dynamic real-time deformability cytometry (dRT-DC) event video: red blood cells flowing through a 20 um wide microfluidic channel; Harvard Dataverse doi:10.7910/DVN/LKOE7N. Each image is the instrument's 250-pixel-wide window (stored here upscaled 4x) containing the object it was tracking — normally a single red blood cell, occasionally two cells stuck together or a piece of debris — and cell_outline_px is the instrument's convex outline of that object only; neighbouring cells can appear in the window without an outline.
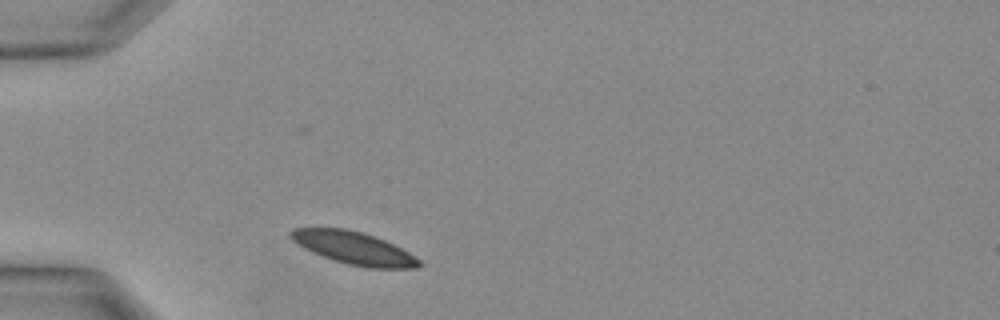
{"species": "Egyptian fruit bat (a non-hibernating species)", "species_latin": "Rousettus aegyptiacus", "temperature_condition": "warm", "stored_images_in_passage": 21, "camera_frame_rate_fps": 3000, "um_per_image_px": 0.085, "animal": {"sex": "female"}, "frame": {"image": 1, "passage_image": 1, "time_ms": 0.0, "image_size_px": [1000, 320], "cell_outline_px": [[420, 264], [416, 268], [368, 268], [348, 264], [332, 260], [312, 252], [292, 240], [288, 236], [288, 232], [292, 228], [344, 228], [360, 232], [384, 240], [408, 252], [420, 260]], "centroid_in_image_um": [30.03, 21.08], "position_along_channel_um": 55.0, "area_um2": 24.1}}
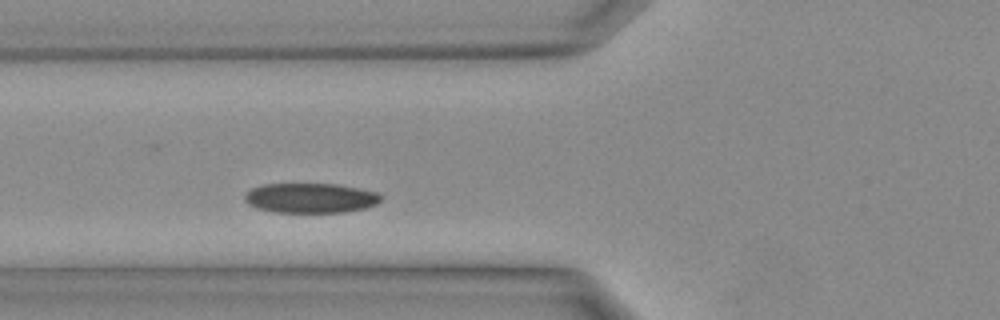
{"frame": {"image": 2, "passage_image": 4, "time_ms": 1.0, "image_size_px": [1000, 320], "cell_outline_px": [[380, 200], [376, 204], [364, 208], [344, 212], [272, 212], [248, 204], [244, 200], [244, 196], [252, 188], [260, 184], [336, 184], [376, 192], [380, 196]], "centroid_in_image_um": [26.35, 16.83], "position_along_channel_um": 99.4, "area_um2": 23.41}}